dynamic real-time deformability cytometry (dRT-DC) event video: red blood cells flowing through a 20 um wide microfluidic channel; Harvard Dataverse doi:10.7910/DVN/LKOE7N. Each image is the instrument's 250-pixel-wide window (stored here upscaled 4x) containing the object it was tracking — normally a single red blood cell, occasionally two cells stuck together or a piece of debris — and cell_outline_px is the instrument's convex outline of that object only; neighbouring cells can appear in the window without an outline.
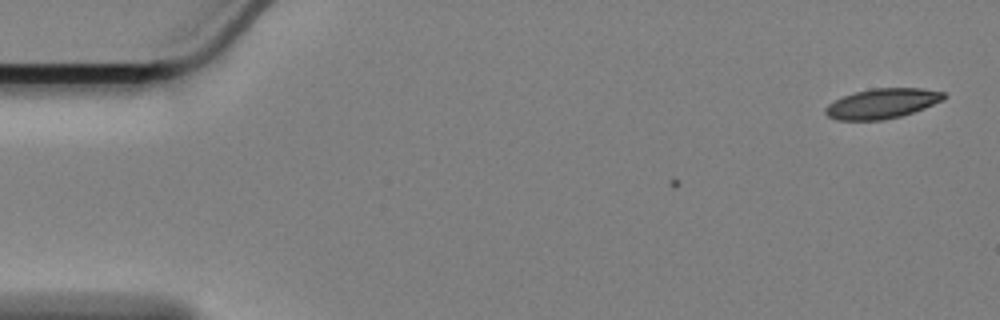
{"species": "Egyptian fruit bat (a non-hibernating species)", "species_latin": "Rousettus aegyptiacus", "temperature_condition": "cold", "stored_images_in_passage": 5, "camera_frame_rate_fps": 3000, "um_per_image_px": 0.085, "animal": {"sex": "female"}, "frame": {"image": 1, "passage_image": 5, "time_ms": 1.333, "image_size_px": [1000, 320], "cell_outline_px": [[948, 96], [944, 100], [924, 108], [900, 116], [884, 120], [836, 120], [828, 116], [824, 112], [824, 108], [828, 104], [844, 96], [856, 92], [872, 88], [924, 88], [944, 92]], "centroid_in_image_um": [75.01, 8.79], "position_along_channel_um": 10.0, "area_um2": 20.69}}